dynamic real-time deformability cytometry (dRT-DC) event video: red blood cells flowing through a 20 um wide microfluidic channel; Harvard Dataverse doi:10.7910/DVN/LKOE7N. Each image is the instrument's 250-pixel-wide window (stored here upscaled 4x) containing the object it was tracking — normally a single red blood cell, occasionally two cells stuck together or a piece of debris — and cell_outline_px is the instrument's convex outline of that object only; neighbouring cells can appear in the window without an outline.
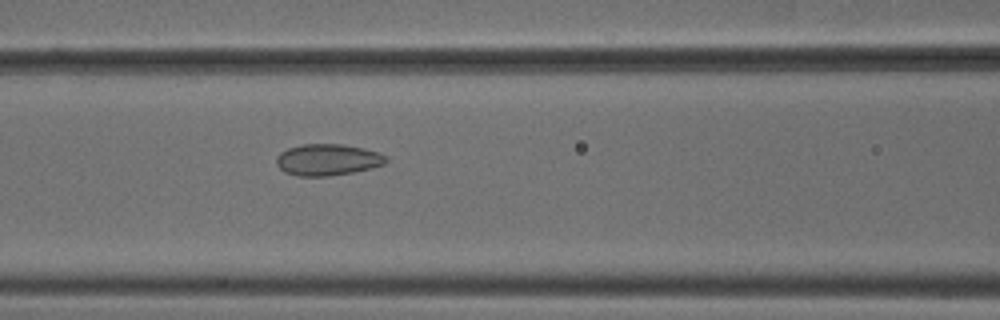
{"species": "common noctule bat (a hibernating species)", "species_latin": "Nyctalus noctula", "temperature_condition": "cold", "stored_images_in_passage": 53, "camera_frame_rate_fps": 3000, "um_per_image_px": 0.085, "animal": {"sex": "male", "body_mass_g": 18.8}, "frame": {"image": 1, "passage_image": 23, "time_ms": 7.333, "image_size_px": [1000, 320], "cell_outline_px": [[388, 160], [384, 164], [372, 168], [352, 172], [328, 176], [296, 176], [284, 172], [276, 164], [276, 156], [280, 152], [288, 148], [304, 144], [340, 144], [364, 148], [380, 152], [388, 156]], "centroid_in_image_um": [27.86, 13.58], "position_along_channel_um": 138.7, "area_um2": 20.29}}
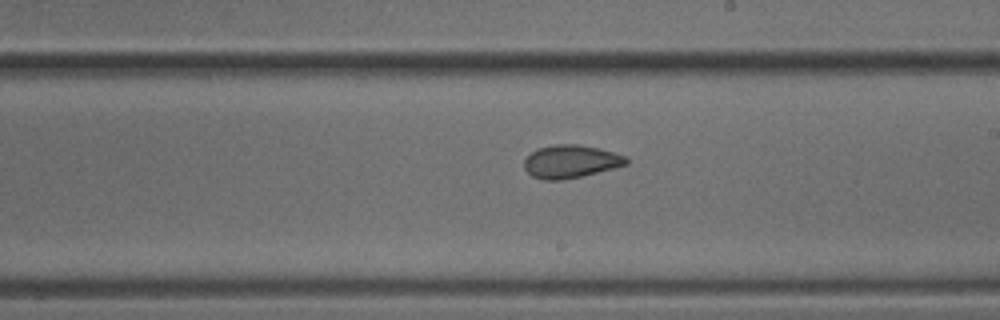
{"frame": {"image": 2, "passage_image": 31, "time_ms": 10.0, "image_size_px": [1000, 320], "cell_outline_px": [[628, 164], [564, 180], [544, 180], [532, 176], [524, 168], [524, 160], [536, 148], [552, 144], [576, 144], [600, 148], [624, 156], [628, 160]], "centroid_in_image_um": [48.46, 13.72], "position_along_channel_um": 240.5, "area_um2": 19.48}}
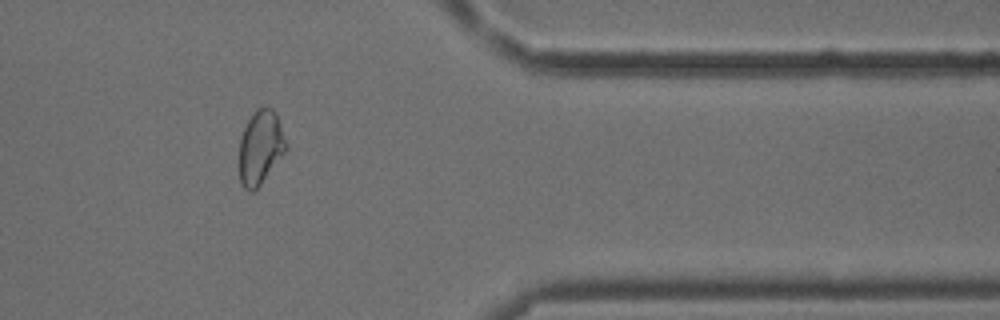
{"frame": {"image": 3, "passage_image": 44, "time_ms": 14.333, "image_size_px": [1000, 320], "cell_outline_px": [[288, 148], [260, 184], [252, 192], [248, 192], [240, 184], [240, 136], [248, 120], [256, 108], [272, 108], [276, 112], [288, 144]], "centroid_in_image_um": [22.15, 12.51], "position_along_channel_um": 389.3, "area_um2": 20.11}, "authors_computed_cell_mechanics": {"area_um2": 20.6924, "velocity_mm_per_s": 3.8149, "shape_relaxation_time_tau1_ms": 6.6816, "shape_relaxation_time_tau2_ms": 1.3427, "deformation_change_tau1": 0.1157, "deformation_change_tau2": 0.0631}}